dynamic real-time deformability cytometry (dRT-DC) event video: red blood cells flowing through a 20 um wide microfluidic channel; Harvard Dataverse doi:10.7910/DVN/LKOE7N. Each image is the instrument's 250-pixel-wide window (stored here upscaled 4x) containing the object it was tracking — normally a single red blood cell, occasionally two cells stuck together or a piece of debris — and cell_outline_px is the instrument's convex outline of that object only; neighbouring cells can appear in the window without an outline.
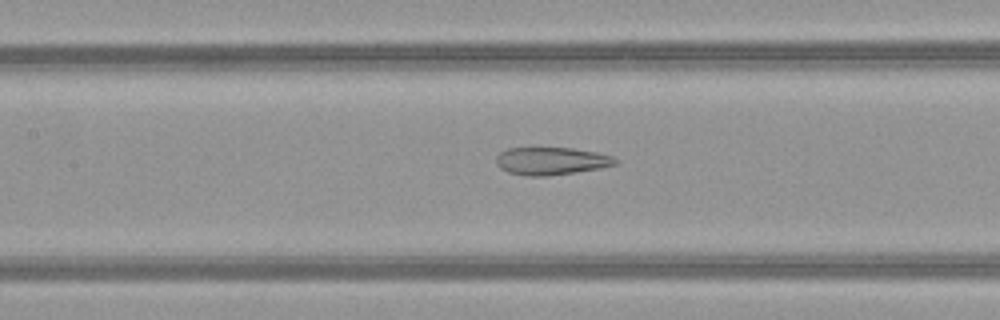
{"species": "common noctule bat (a hibernating species)", "species_latin": "Nyctalus noctula", "temperature_condition": "warm", "stored_images_in_passage": 48, "camera_frame_rate_fps": 3000, "um_per_image_px": 0.085, "animal": {"sex": "female", "body_mass_g": 21.9}, "frame": {"image": 1, "passage_image": 24, "time_ms": 7.667, "image_size_px": [1000, 320], "cell_outline_px": [[620, 160], [616, 164], [600, 168], [576, 172], [548, 176], [524, 176], [508, 172], [500, 168], [496, 164], [496, 156], [500, 152], [508, 148], [572, 148], [596, 152], [612, 156]], "centroid_in_image_um": [46.85, 13.69], "position_along_channel_um": 160.6, "area_um2": 19.31}}
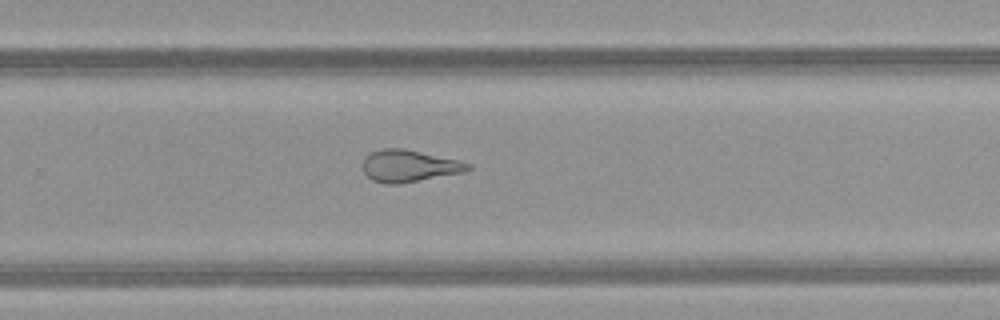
{"frame": {"image": 2, "passage_image": 34, "time_ms": 11.0, "image_size_px": [1000, 320], "cell_outline_px": [[472, 168], [468, 172], [400, 184], [384, 184], [372, 180], [364, 172], [364, 156], [372, 152], [384, 148], [404, 148], [460, 160], [472, 164]], "centroid_in_image_um": [34.84, 14.11], "position_along_channel_um": 295.0, "area_um2": 19.94}}
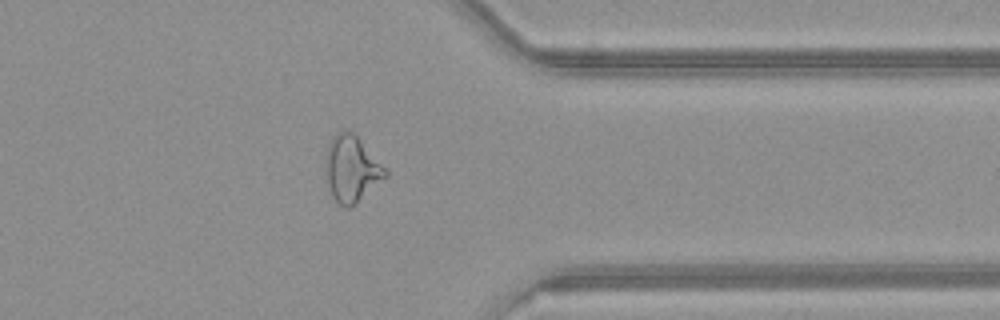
{"frame": {"image": 3, "passage_image": 41, "time_ms": 13.333, "image_size_px": [1000, 320], "cell_outline_px": [[388, 176], [356, 204], [348, 208], [344, 208], [332, 196], [324, 168], [328, 144], [332, 136], [336, 132], [352, 132], [356, 136], [388, 172]], "centroid_in_image_um": [29.87, 14.39], "position_along_channel_um": 381.5, "area_um2": 22.72}}